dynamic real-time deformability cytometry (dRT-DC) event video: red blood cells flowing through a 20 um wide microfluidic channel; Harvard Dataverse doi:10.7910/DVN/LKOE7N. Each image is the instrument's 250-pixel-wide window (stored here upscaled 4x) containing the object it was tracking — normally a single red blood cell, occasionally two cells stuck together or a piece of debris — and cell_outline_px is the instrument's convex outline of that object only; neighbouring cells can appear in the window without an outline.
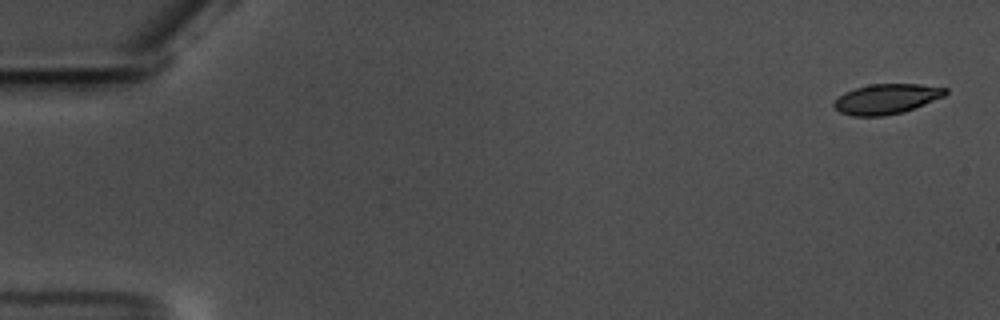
{"species": "common noctule bat (a hibernating species)", "species_latin": "Nyctalus noctula", "temperature_condition": "warm", "stored_images_in_passage": 58, "camera_frame_rate_fps": 3000, "um_per_image_px": 0.085, "animal": {"sex": "male", "body_mass_g": 17.5, "forearm_length_mm": 52.3}, "frame": {"image": 1, "passage_image": 2, "time_ms": 0.333, "image_size_px": [1000, 320], "cell_outline_px": [[948, 92], [944, 96], [904, 112], [884, 116], [852, 116], [840, 112], [832, 104], [844, 92], [868, 84], [920, 84], [948, 88]], "centroid_in_image_um": [75.36, 8.41], "position_along_channel_um": 9.6, "area_um2": 19.48}}
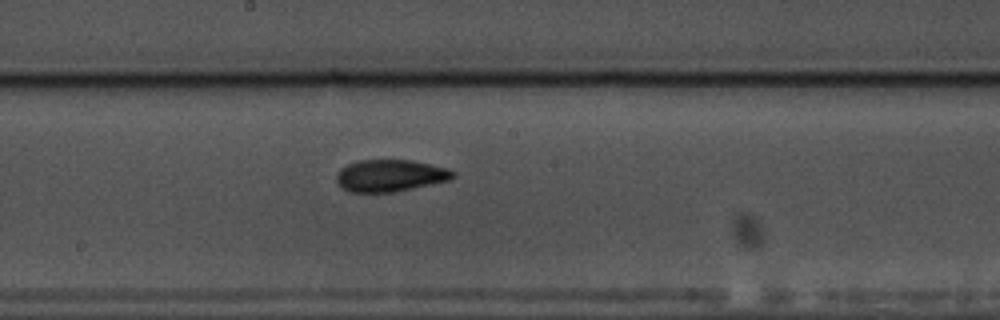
{"frame": {"image": 2, "passage_image": 32, "time_ms": 10.333, "image_size_px": [1000, 320], "cell_outline_px": [[456, 176], [448, 180], [392, 192], [348, 192], [340, 188], [336, 180], [336, 176], [340, 168], [356, 160], [408, 160], [448, 168], [456, 172]], "centroid_in_image_um": [33.11, 14.92], "position_along_channel_um": 215.1, "area_um2": 21.62}}
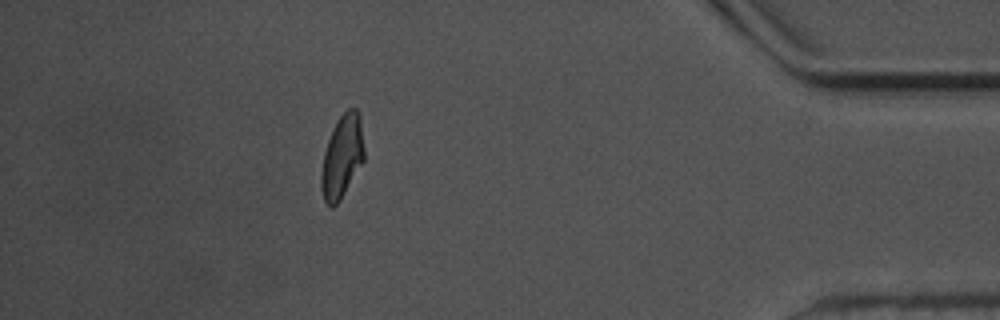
{"frame": {"image": 3, "passage_image": 52, "time_ms": 17.0, "image_size_px": [1000, 320], "cell_outline_px": [[364, 160], [340, 200], [332, 208], [324, 200], [320, 188], [320, 176], [324, 152], [332, 128], [336, 120], [348, 108], [356, 108], [360, 112], [364, 148]], "centroid_in_image_um": [29.07, 13.28], "position_along_channel_um": 406.1, "area_um2": 20.92}, "authors_computed_cell_mechanics": {"area_um2": 20.7791, "velocity_mm_per_s": 3.5481, "shape_relaxation_time_tau1_ms": 6.0036, "shape_relaxation_time_tau2_ms": 2.5569, "deformation_change_tau1": 0.1765, "deformation_change_tau2": 0.0841}}